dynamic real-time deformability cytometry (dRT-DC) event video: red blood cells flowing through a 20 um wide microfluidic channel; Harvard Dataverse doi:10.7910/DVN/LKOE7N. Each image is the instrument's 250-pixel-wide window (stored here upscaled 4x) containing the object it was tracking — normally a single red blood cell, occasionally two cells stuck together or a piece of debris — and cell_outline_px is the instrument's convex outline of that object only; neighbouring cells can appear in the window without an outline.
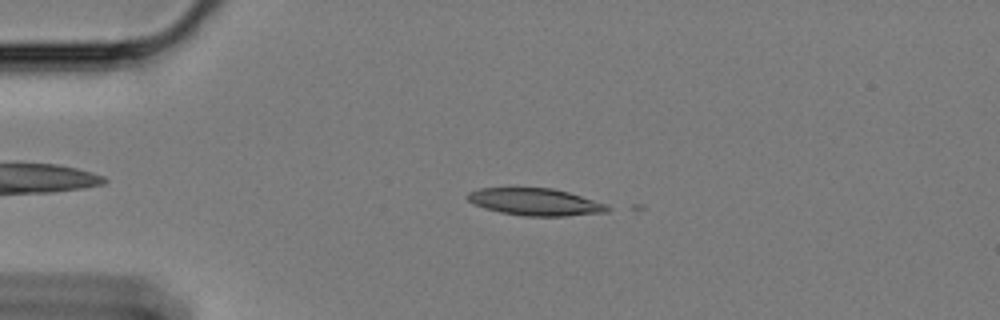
{"species": "Egyptian fruit bat (a non-hibernating species)", "species_latin": "Rousettus aegyptiacus", "temperature_condition": "cold", "stored_images_in_passage": 14, "camera_frame_rate_fps": 3000, "um_per_image_px": 0.085, "animal": {"sex": "female"}, "frame": {"image": 1, "passage_image": 13, "time_ms": 4.0, "image_size_px": [1000, 320], "cell_outline_px": [[612, 208], [604, 212], [564, 216], [524, 216], [500, 212], [484, 208], [472, 204], [468, 200], [468, 192], [480, 188], [552, 188], [568, 192], [608, 204]], "centroid_in_image_um": [45.49, 17.16], "position_along_channel_um": 39.5, "area_um2": 22.08}}